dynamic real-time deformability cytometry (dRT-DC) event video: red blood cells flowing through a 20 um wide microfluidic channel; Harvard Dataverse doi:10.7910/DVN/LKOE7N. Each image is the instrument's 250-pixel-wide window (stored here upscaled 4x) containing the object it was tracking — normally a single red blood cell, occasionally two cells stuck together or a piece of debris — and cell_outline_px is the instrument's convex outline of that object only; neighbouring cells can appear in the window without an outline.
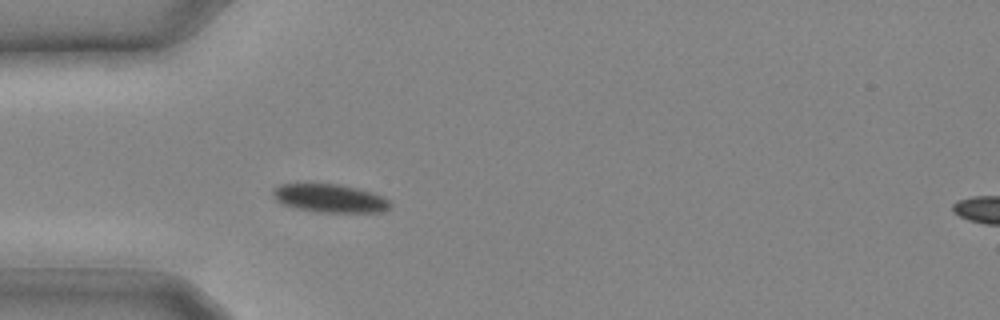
{"species": "common noctule bat (a hibernating species)", "species_latin": "Nyctalus noctula", "temperature_condition": "cold", "stored_images_in_passage": 7, "camera_frame_rate_fps": 3000, "um_per_image_px": 0.085, "animal": {"sex": "male", "body_mass_g": 20.4}, "frame": {"image": 1, "passage_image": 5, "time_ms": 1.333, "image_size_px": [1000, 320], "cell_outline_px": [[392, 204], [388, 208], [380, 212], [316, 212], [296, 208], [284, 204], [276, 200], [272, 192], [272, 188], [280, 184], [340, 184], [372, 192], [384, 196], [392, 200]], "centroid_in_image_um": [28.07, 16.85], "position_along_channel_um": 56.9, "area_um2": 19.42}}
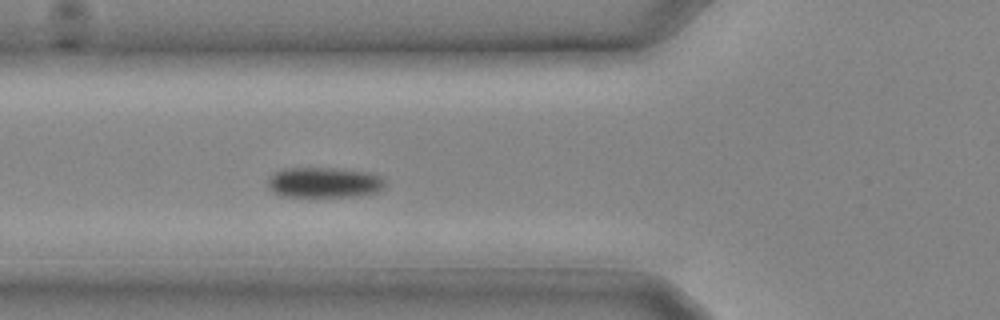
{"frame": {"image": 2, "passage_image": 7, "time_ms": 2.0, "image_size_px": [1000, 320], "cell_outline_px": [[384, 188], [376, 192], [356, 196], [284, 196], [276, 192], [268, 184], [268, 180], [272, 172], [280, 168], [340, 168], [368, 172], [380, 176], [384, 180]], "centroid_in_image_um": [27.56, 15.49], "position_along_channel_um": 98.2, "area_um2": 20.69}}